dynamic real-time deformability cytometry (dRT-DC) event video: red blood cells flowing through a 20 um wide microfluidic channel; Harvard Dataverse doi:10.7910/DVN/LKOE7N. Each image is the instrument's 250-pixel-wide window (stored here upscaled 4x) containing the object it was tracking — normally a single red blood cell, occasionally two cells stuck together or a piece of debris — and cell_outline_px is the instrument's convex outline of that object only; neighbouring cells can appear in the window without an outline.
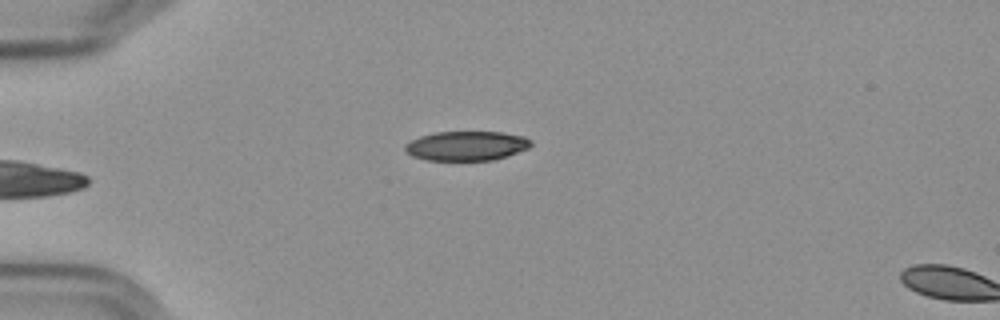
{"species": "Egyptian fruit bat (a non-hibernating species)", "species_latin": "Rousettus aegyptiacus", "temperature_condition": "cold", "stored_images_in_passage": 3, "camera_frame_rate_fps": 3000, "um_per_image_px": 0.085, "frame": {"image": 1, "passage_image": 1, "time_ms": 0.0, "image_size_px": [1000, 320], "cell_outline_px": [[532, 144], [528, 148], [508, 156], [492, 160], [428, 160], [412, 156], [404, 148], [404, 144], [420, 136], [436, 132], [500, 132], [524, 136], [532, 140]], "centroid_in_image_um": [39.67, 12.39], "position_along_channel_um": 45.3, "area_um2": 21.56}}